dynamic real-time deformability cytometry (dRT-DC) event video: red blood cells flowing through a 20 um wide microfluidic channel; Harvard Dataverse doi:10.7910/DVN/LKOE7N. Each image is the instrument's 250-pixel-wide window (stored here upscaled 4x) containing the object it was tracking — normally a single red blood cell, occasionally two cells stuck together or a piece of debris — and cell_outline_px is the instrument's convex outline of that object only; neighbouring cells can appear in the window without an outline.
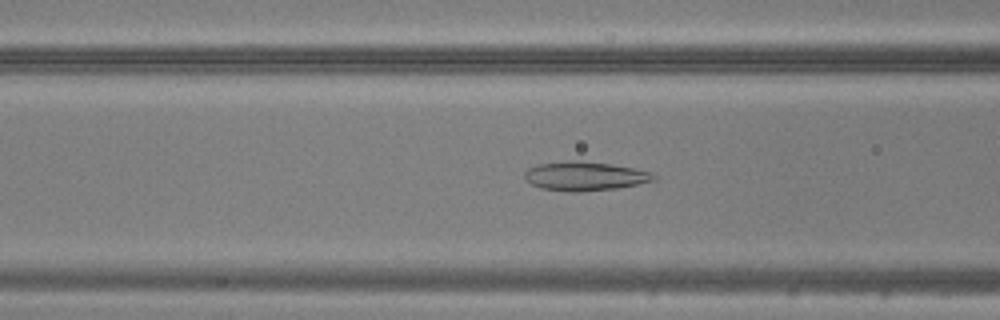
{"species": "common noctule bat (a hibernating species)", "species_latin": "Nyctalus noctula", "temperature_condition": "warm", "stored_images_in_passage": 34, "camera_frame_rate_fps": 3000, "um_per_image_px": 0.085, "animal": {"sex": "male", "body_mass_g": 20.5, "forearm_length_mm": 52.5}, "frame": {"image": 1, "passage_image": 5, "time_ms": 1.333, "image_size_px": [1000, 320], "cell_outline_px": [[656, 180], [616, 188], [580, 192], [568, 192], [540, 188], [524, 180], [524, 172], [528, 168], [540, 164], [572, 160], [576, 160], [612, 164], [652, 172], [656, 176]], "centroid_in_image_um": [49.68, 14.97], "position_along_channel_um": 116.9, "area_um2": 21.85}}
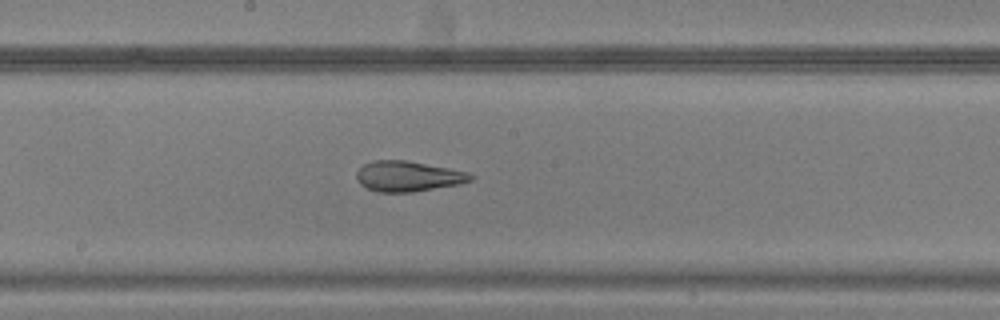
{"frame": {"image": 2, "passage_image": 12, "time_ms": 3.667, "image_size_px": [1000, 320], "cell_outline_px": [[476, 176], [472, 180], [460, 184], [412, 192], [380, 192], [368, 188], [360, 184], [356, 176], [356, 172], [364, 164], [372, 160], [408, 160], [448, 168], [464, 172]], "centroid_in_image_um": [34.67, 14.98], "position_along_channel_um": 213.5, "area_um2": 20.11}}
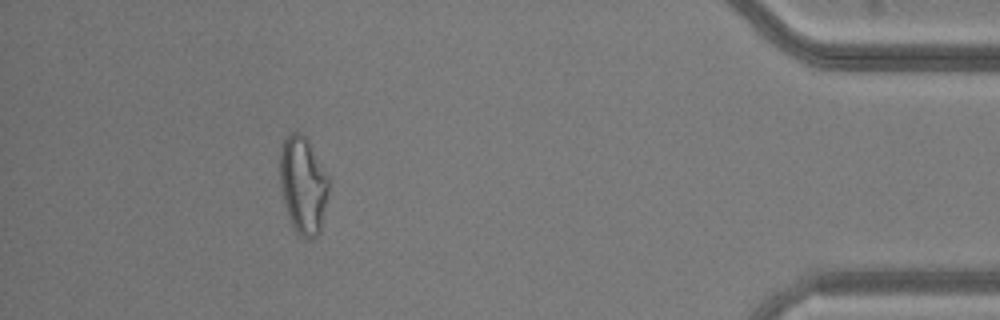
{"frame": {"image": 3, "passage_image": 30, "time_ms": 9.667, "image_size_px": [1000, 320], "cell_outline_px": [[328, 192], [320, 232], [312, 240], [304, 240], [296, 232], [288, 216], [280, 188], [280, 152], [284, 136], [292, 132], [300, 132], [308, 140], [328, 176]], "centroid_in_image_um": [25.75, 15.75], "position_along_channel_um": 409.5, "area_um2": 27.8}}